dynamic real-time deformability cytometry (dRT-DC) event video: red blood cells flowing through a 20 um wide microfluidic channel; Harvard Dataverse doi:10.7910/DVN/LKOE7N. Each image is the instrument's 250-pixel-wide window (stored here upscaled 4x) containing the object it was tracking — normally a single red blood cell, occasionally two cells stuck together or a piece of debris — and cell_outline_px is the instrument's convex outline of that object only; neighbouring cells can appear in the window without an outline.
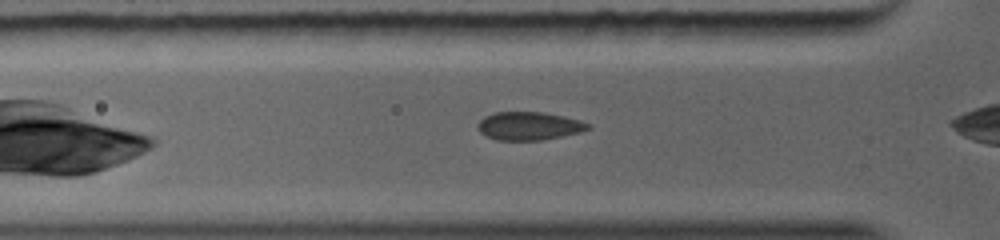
{"species": "common noctule bat (a hibernating species)", "species_latin": "Nyctalus noctula", "temperature_condition": "warm", "stored_images_in_passage": 20, "camera_frame_rate_fps": 5000, "um_per_image_px": 0.085, "animal": {"sex": "female", "body_mass_g": 19.0, "forearm_length_mm": 56.7}, "frame": {"image": 1, "passage_image": 4, "time_ms": 1.2, "image_size_px": [1000, 240], "cell_outline_px": [[588, 128], [576, 132], [540, 140], [496, 140], [488, 136], [480, 128], [480, 124], [488, 116], [496, 112], [540, 112], [576, 120], [588, 124]], "centroid_in_image_um": [44.94, 10.71], "position_along_channel_um": 80.9, "area_um2": 16.88}}
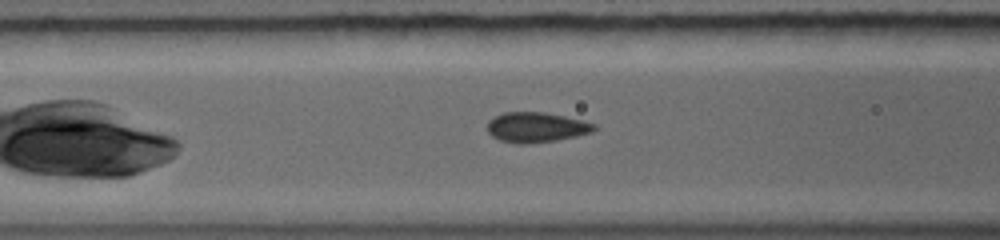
{"frame": {"image": 2, "passage_image": 6, "time_ms": 2.0, "image_size_px": [1000, 240], "cell_outline_px": [[592, 128], [584, 132], [552, 140], [524, 144], [516, 144], [500, 140], [488, 128], [488, 124], [496, 116], [504, 112], [540, 112], [560, 116], [592, 124]], "centroid_in_image_um": [45.42, 10.81], "position_along_channel_um": 121.2, "area_um2": 17.17}}